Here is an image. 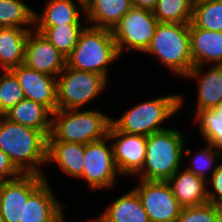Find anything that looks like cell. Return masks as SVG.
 I'll return each instance as SVG.
<instances>
[{
    "mask_svg": "<svg viewBox=\"0 0 222 222\" xmlns=\"http://www.w3.org/2000/svg\"><path fill=\"white\" fill-rule=\"evenodd\" d=\"M120 58L112 31L87 25L66 60L69 67L97 73L110 83L111 66Z\"/></svg>",
    "mask_w": 222,
    "mask_h": 222,
    "instance_id": "6",
    "label": "cell"
},
{
    "mask_svg": "<svg viewBox=\"0 0 222 222\" xmlns=\"http://www.w3.org/2000/svg\"><path fill=\"white\" fill-rule=\"evenodd\" d=\"M218 222H222V207L220 208V211H219V221Z\"/></svg>",
    "mask_w": 222,
    "mask_h": 222,
    "instance_id": "38",
    "label": "cell"
},
{
    "mask_svg": "<svg viewBox=\"0 0 222 222\" xmlns=\"http://www.w3.org/2000/svg\"><path fill=\"white\" fill-rule=\"evenodd\" d=\"M132 7L131 0H85V16L88 25L112 31Z\"/></svg>",
    "mask_w": 222,
    "mask_h": 222,
    "instance_id": "22",
    "label": "cell"
},
{
    "mask_svg": "<svg viewBox=\"0 0 222 222\" xmlns=\"http://www.w3.org/2000/svg\"><path fill=\"white\" fill-rule=\"evenodd\" d=\"M32 29L0 27V71L24 64L27 37Z\"/></svg>",
    "mask_w": 222,
    "mask_h": 222,
    "instance_id": "23",
    "label": "cell"
},
{
    "mask_svg": "<svg viewBox=\"0 0 222 222\" xmlns=\"http://www.w3.org/2000/svg\"><path fill=\"white\" fill-rule=\"evenodd\" d=\"M129 190V191H128ZM96 215L101 222H150L148 214L143 209L141 200L136 191L127 188V192L115 197Z\"/></svg>",
    "mask_w": 222,
    "mask_h": 222,
    "instance_id": "21",
    "label": "cell"
},
{
    "mask_svg": "<svg viewBox=\"0 0 222 222\" xmlns=\"http://www.w3.org/2000/svg\"><path fill=\"white\" fill-rule=\"evenodd\" d=\"M43 4L40 13L35 10L34 27L88 23L86 16H84L85 0H46Z\"/></svg>",
    "mask_w": 222,
    "mask_h": 222,
    "instance_id": "17",
    "label": "cell"
},
{
    "mask_svg": "<svg viewBox=\"0 0 222 222\" xmlns=\"http://www.w3.org/2000/svg\"><path fill=\"white\" fill-rule=\"evenodd\" d=\"M21 174L10 158L0 149V183L17 178Z\"/></svg>",
    "mask_w": 222,
    "mask_h": 222,
    "instance_id": "34",
    "label": "cell"
},
{
    "mask_svg": "<svg viewBox=\"0 0 222 222\" xmlns=\"http://www.w3.org/2000/svg\"><path fill=\"white\" fill-rule=\"evenodd\" d=\"M191 119L201 141L210 143L222 152V101L212 109L197 111Z\"/></svg>",
    "mask_w": 222,
    "mask_h": 222,
    "instance_id": "26",
    "label": "cell"
},
{
    "mask_svg": "<svg viewBox=\"0 0 222 222\" xmlns=\"http://www.w3.org/2000/svg\"><path fill=\"white\" fill-rule=\"evenodd\" d=\"M53 163V164H52ZM55 165L68 178L77 179L83 174L84 145L57 140H47V167Z\"/></svg>",
    "mask_w": 222,
    "mask_h": 222,
    "instance_id": "19",
    "label": "cell"
},
{
    "mask_svg": "<svg viewBox=\"0 0 222 222\" xmlns=\"http://www.w3.org/2000/svg\"><path fill=\"white\" fill-rule=\"evenodd\" d=\"M221 207L209 202L199 206L183 207L175 222H218Z\"/></svg>",
    "mask_w": 222,
    "mask_h": 222,
    "instance_id": "32",
    "label": "cell"
},
{
    "mask_svg": "<svg viewBox=\"0 0 222 222\" xmlns=\"http://www.w3.org/2000/svg\"><path fill=\"white\" fill-rule=\"evenodd\" d=\"M0 149L22 174L46 173L43 169L47 166V137L40 130L0 115Z\"/></svg>",
    "mask_w": 222,
    "mask_h": 222,
    "instance_id": "2",
    "label": "cell"
},
{
    "mask_svg": "<svg viewBox=\"0 0 222 222\" xmlns=\"http://www.w3.org/2000/svg\"><path fill=\"white\" fill-rule=\"evenodd\" d=\"M131 3L133 7L153 11L156 7L157 0H131Z\"/></svg>",
    "mask_w": 222,
    "mask_h": 222,
    "instance_id": "35",
    "label": "cell"
},
{
    "mask_svg": "<svg viewBox=\"0 0 222 222\" xmlns=\"http://www.w3.org/2000/svg\"><path fill=\"white\" fill-rule=\"evenodd\" d=\"M144 54L152 56L154 62H159L175 78L184 79L194 67L189 24L159 22Z\"/></svg>",
    "mask_w": 222,
    "mask_h": 222,
    "instance_id": "4",
    "label": "cell"
},
{
    "mask_svg": "<svg viewBox=\"0 0 222 222\" xmlns=\"http://www.w3.org/2000/svg\"><path fill=\"white\" fill-rule=\"evenodd\" d=\"M24 64L38 72L58 77L65 69L67 60L41 32L34 28L29 31L27 37Z\"/></svg>",
    "mask_w": 222,
    "mask_h": 222,
    "instance_id": "13",
    "label": "cell"
},
{
    "mask_svg": "<svg viewBox=\"0 0 222 222\" xmlns=\"http://www.w3.org/2000/svg\"><path fill=\"white\" fill-rule=\"evenodd\" d=\"M65 216H67V215H63L60 219H58L56 222H66V220H68V219H66L67 217H65Z\"/></svg>",
    "mask_w": 222,
    "mask_h": 222,
    "instance_id": "36",
    "label": "cell"
},
{
    "mask_svg": "<svg viewBox=\"0 0 222 222\" xmlns=\"http://www.w3.org/2000/svg\"><path fill=\"white\" fill-rule=\"evenodd\" d=\"M137 180L131 186L138 194L150 222H175L182 207L167 181Z\"/></svg>",
    "mask_w": 222,
    "mask_h": 222,
    "instance_id": "10",
    "label": "cell"
},
{
    "mask_svg": "<svg viewBox=\"0 0 222 222\" xmlns=\"http://www.w3.org/2000/svg\"><path fill=\"white\" fill-rule=\"evenodd\" d=\"M93 218V219H92ZM89 220H87L88 222H101L99 219H97L96 217H92ZM86 221V222H87Z\"/></svg>",
    "mask_w": 222,
    "mask_h": 222,
    "instance_id": "37",
    "label": "cell"
},
{
    "mask_svg": "<svg viewBox=\"0 0 222 222\" xmlns=\"http://www.w3.org/2000/svg\"><path fill=\"white\" fill-rule=\"evenodd\" d=\"M167 182L182 208L208 203L207 181L184 167L178 169Z\"/></svg>",
    "mask_w": 222,
    "mask_h": 222,
    "instance_id": "20",
    "label": "cell"
},
{
    "mask_svg": "<svg viewBox=\"0 0 222 222\" xmlns=\"http://www.w3.org/2000/svg\"><path fill=\"white\" fill-rule=\"evenodd\" d=\"M108 136L111 140L114 162L119 174L134 178L143 168L146 155V136L117 131L112 125Z\"/></svg>",
    "mask_w": 222,
    "mask_h": 222,
    "instance_id": "12",
    "label": "cell"
},
{
    "mask_svg": "<svg viewBox=\"0 0 222 222\" xmlns=\"http://www.w3.org/2000/svg\"><path fill=\"white\" fill-rule=\"evenodd\" d=\"M194 0H157L154 16L161 23L192 22Z\"/></svg>",
    "mask_w": 222,
    "mask_h": 222,
    "instance_id": "29",
    "label": "cell"
},
{
    "mask_svg": "<svg viewBox=\"0 0 222 222\" xmlns=\"http://www.w3.org/2000/svg\"><path fill=\"white\" fill-rule=\"evenodd\" d=\"M44 174L45 182L24 201L22 222H56L65 212L64 201L58 199L50 182ZM62 202V203H61Z\"/></svg>",
    "mask_w": 222,
    "mask_h": 222,
    "instance_id": "16",
    "label": "cell"
},
{
    "mask_svg": "<svg viewBox=\"0 0 222 222\" xmlns=\"http://www.w3.org/2000/svg\"><path fill=\"white\" fill-rule=\"evenodd\" d=\"M192 23L210 31H222V0H194Z\"/></svg>",
    "mask_w": 222,
    "mask_h": 222,
    "instance_id": "30",
    "label": "cell"
},
{
    "mask_svg": "<svg viewBox=\"0 0 222 222\" xmlns=\"http://www.w3.org/2000/svg\"><path fill=\"white\" fill-rule=\"evenodd\" d=\"M188 142L187 139L183 158H188L186 159L187 162L183 161V167L207 181L222 163V152L207 142L201 143L202 146L205 144L202 148H200V144L197 149L189 148Z\"/></svg>",
    "mask_w": 222,
    "mask_h": 222,
    "instance_id": "25",
    "label": "cell"
},
{
    "mask_svg": "<svg viewBox=\"0 0 222 222\" xmlns=\"http://www.w3.org/2000/svg\"><path fill=\"white\" fill-rule=\"evenodd\" d=\"M123 178L115 165L113 147L109 136L84 145L83 174L77 179L87 184L91 193L117 189Z\"/></svg>",
    "mask_w": 222,
    "mask_h": 222,
    "instance_id": "8",
    "label": "cell"
},
{
    "mask_svg": "<svg viewBox=\"0 0 222 222\" xmlns=\"http://www.w3.org/2000/svg\"><path fill=\"white\" fill-rule=\"evenodd\" d=\"M0 73V115H4L25 99V96L16 76L10 70Z\"/></svg>",
    "mask_w": 222,
    "mask_h": 222,
    "instance_id": "31",
    "label": "cell"
},
{
    "mask_svg": "<svg viewBox=\"0 0 222 222\" xmlns=\"http://www.w3.org/2000/svg\"><path fill=\"white\" fill-rule=\"evenodd\" d=\"M173 127V128H172ZM173 125L146 136V155L142 170L131 179L167 181L183 167L186 135Z\"/></svg>",
    "mask_w": 222,
    "mask_h": 222,
    "instance_id": "3",
    "label": "cell"
},
{
    "mask_svg": "<svg viewBox=\"0 0 222 222\" xmlns=\"http://www.w3.org/2000/svg\"><path fill=\"white\" fill-rule=\"evenodd\" d=\"M0 222H4V220H3V217H2V215H1V213H0Z\"/></svg>",
    "mask_w": 222,
    "mask_h": 222,
    "instance_id": "39",
    "label": "cell"
},
{
    "mask_svg": "<svg viewBox=\"0 0 222 222\" xmlns=\"http://www.w3.org/2000/svg\"><path fill=\"white\" fill-rule=\"evenodd\" d=\"M112 116L102 110L57 109L52 113L51 132L47 140L86 145L108 136Z\"/></svg>",
    "mask_w": 222,
    "mask_h": 222,
    "instance_id": "5",
    "label": "cell"
},
{
    "mask_svg": "<svg viewBox=\"0 0 222 222\" xmlns=\"http://www.w3.org/2000/svg\"><path fill=\"white\" fill-rule=\"evenodd\" d=\"M45 182L37 174H21L17 178L0 183V213L4 222H22L24 201Z\"/></svg>",
    "mask_w": 222,
    "mask_h": 222,
    "instance_id": "11",
    "label": "cell"
},
{
    "mask_svg": "<svg viewBox=\"0 0 222 222\" xmlns=\"http://www.w3.org/2000/svg\"><path fill=\"white\" fill-rule=\"evenodd\" d=\"M4 116L14 123L40 130L46 137L50 135L52 112L41 103L25 98Z\"/></svg>",
    "mask_w": 222,
    "mask_h": 222,
    "instance_id": "24",
    "label": "cell"
},
{
    "mask_svg": "<svg viewBox=\"0 0 222 222\" xmlns=\"http://www.w3.org/2000/svg\"><path fill=\"white\" fill-rule=\"evenodd\" d=\"M208 202L222 206V163L207 180Z\"/></svg>",
    "mask_w": 222,
    "mask_h": 222,
    "instance_id": "33",
    "label": "cell"
},
{
    "mask_svg": "<svg viewBox=\"0 0 222 222\" xmlns=\"http://www.w3.org/2000/svg\"><path fill=\"white\" fill-rule=\"evenodd\" d=\"M10 71L16 76L26 99L43 104L52 113L57 110V77L38 72L25 64Z\"/></svg>",
    "mask_w": 222,
    "mask_h": 222,
    "instance_id": "14",
    "label": "cell"
},
{
    "mask_svg": "<svg viewBox=\"0 0 222 222\" xmlns=\"http://www.w3.org/2000/svg\"><path fill=\"white\" fill-rule=\"evenodd\" d=\"M193 65H222V31H210L189 23Z\"/></svg>",
    "mask_w": 222,
    "mask_h": 222,
    "instance_id": "18",
    "label": "cell"
},
{
    "mask_svg": "<svg viewBox=\"0 0 222 222\" xmlns=\"http://www.w3.org/2000/svg\"><path fill=\"white\" fill-rule=\"evenodd\" d=\"M109 84L102 75L76 70L66 64L57 77V109H87L86 106L110 89Z\"/></svg>",
    "mask_w": 222,
    "mask_h": 222,
    "instance_id": "7",
    "label": "cell"
},
{
    "mask_svg": "<svg viewBox=\"0 0 222 222\" xmlns=\"http://www.w3.org/2000/svg\"><path fill=\"white\" fill-rule=\"evenodd\" d=\"M34 13L26 0H0V27L34 28Z\"/></svg>",
    "mask_w": 222,
    "mask_h": 222,
    "instance_id": "28",
    "label": "cell"
},
{
    "mask_svg": "<svg viewBox=\"0 0 222 222\" xmlns=\"http://www.w3.org/2000/svg\"><path fill=\"white\" fill-rule=\"evenodd\" d=\"M88 23H68L53 27H34L66 58L71 54L79 40L81 32Z\"/></svg>",
    "mask_w": 222,
    "mask_h": 222,
    "instance_id": "27",
    "label": "cell"
},
{
    "mask_svg": "<svg viewBox=\"0 0 222 222\" xmlns=\"http://www.w3.org/2000/svg\"><path fill=\"white\" fill-rule=\"evenodd\" d=\"M185 97L187 96L184 93L173 92L157 95L151 99L144 98L123 110L118 118L112 117V126L117 131L142 136L163 131L169 128L165 124H169L173 117L175 119L181 113L187 101Z\"/></svg>",
    "mask_w": 222,
    "mask_h": 222,
    "instance_id": "1",
    "label": "cell"
},
{
    "mask_svg": "<svg viewBox=\"0 0 222 222\" xmlns=\"http://www.w3.org/2000/svg\"><path fill=\"white\" fill-rule=\"evenodd\" d=\"M159 21L153 11L132 7L125 13L112 34L120 57L124 52L143 54L151 43Z\"/></svg>",
    "mask_w": 222,
    "mask_h": 222,
    "instance_id": "9",
    "label": "cell"
},
{
    "mask_svg": "<svg viewBox=\"0 0 222 222\" xmlns=\"http://www.w3.org/2000/svg\"><path fill=\"white\" fill-rule=\"evenodd\" d=\"M184 79L196 82L193 115L212 109L222 101V65L195 66Z\"/></svg>",
    "mask_w": 222,
    "mask_h": 222,
    "instance_id": "15",
    "label": "cell"
}]
</instances>
